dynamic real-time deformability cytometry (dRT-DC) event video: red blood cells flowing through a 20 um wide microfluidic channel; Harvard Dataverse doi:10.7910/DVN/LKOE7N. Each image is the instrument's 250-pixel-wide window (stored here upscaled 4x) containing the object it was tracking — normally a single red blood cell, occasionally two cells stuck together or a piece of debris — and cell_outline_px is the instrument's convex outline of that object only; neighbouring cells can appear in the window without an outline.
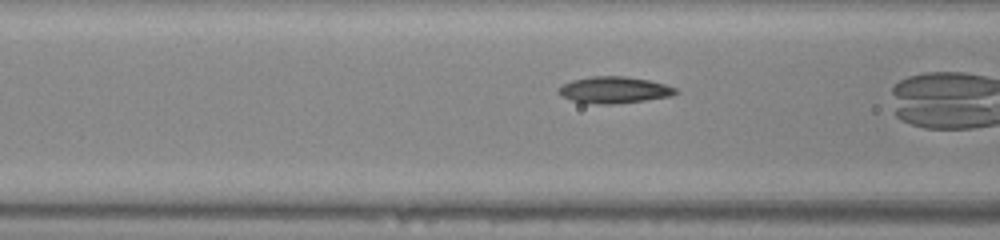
{"species": "common noctule bat (a hibernating species)", "species_latin": "Nyctalus noctula", "temperature_condition": "warm", "stored_images_in_passage": 23, "camera_frame_rate_fps": 3000, "um_per_image_px": 0.085, "animal": {"sex": "male", "body_mass_g": 20.0, "forearm_length_mm": 53.3}, "frame": {"image": 1, "passage_image": 4, "time_ms": 1.0, "image_size_px": [1000, 240], "cell_outline_px": [[676, 92], [664, 96], [640, 100], [576, 100], [564, 96], [560, 92], [560, 88], [576, 80], [604, 76], [612, 76], [644, 80], [660, 84], [672, 88]], "centroid_in_image_um": [52.21, 7.59], "position_along_channel_um": 114.4, "area_um2": 15.14}}
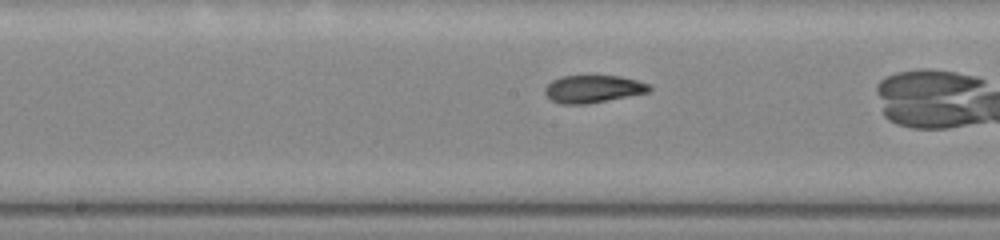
{"frame": {"image": 2, "passage_image": 10, "time_ms": 3.0, "image_size_px": [1000, 240], "cell_outline_px": [[648, 88], [644, 92], [600, 100], [556, 100], [548, 96], [548, 84], [556, 80], [568, 76], [612, 76], [632, 80], [644, 84]], "centroid_in_image_um": [50.42, 7.48], "position_along_channel_um": 197.8, "area_um2": 14.05}}